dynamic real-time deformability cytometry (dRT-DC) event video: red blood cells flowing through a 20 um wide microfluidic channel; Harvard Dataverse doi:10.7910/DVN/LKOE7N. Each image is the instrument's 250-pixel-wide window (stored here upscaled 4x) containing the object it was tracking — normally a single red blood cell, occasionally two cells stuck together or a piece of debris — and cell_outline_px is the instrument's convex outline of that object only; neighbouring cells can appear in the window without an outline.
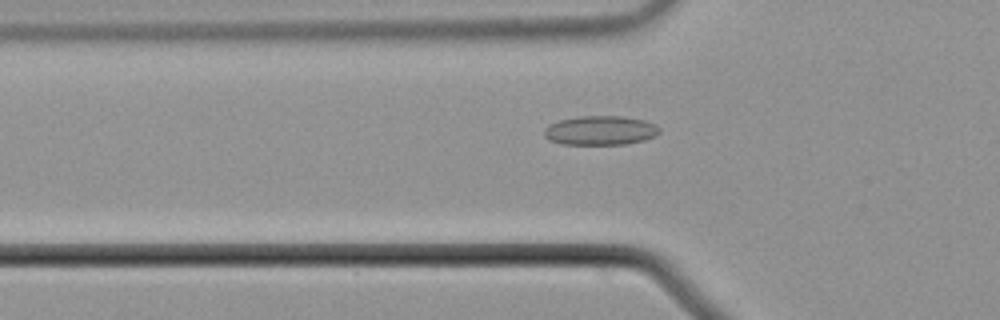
{"species": "common noctule bat (a hibernating species)", "species_latin": "Nyctalus noctula", "temperature_condition": "cold", "stored_images_in_passage": 40, "camera_frame_rate_fps": 3000, "um_per_image_px": 0.085, "animal": {"sex": "male", "body_mass_g": 21.5, "forearm_length_mm": 52.0}, "frame": {"image": 1, "passage_image": 4, "time_ms": 1.0, "image_size_px": [1000, 320], "cell_outline_px": [[660, 132], [656, 136], [644, 140], [628, 144], [560, 144], [548, 140], [544, 136], [544, 128], [548, 124], [560, 120], [580, 116], [624, 116], [644, 120], [656, 124], [660, 128]], "centroid_in_image_um": [51.03, 11.09], "position_along_channel_um": 74.8, "area_um2": 19.88}}
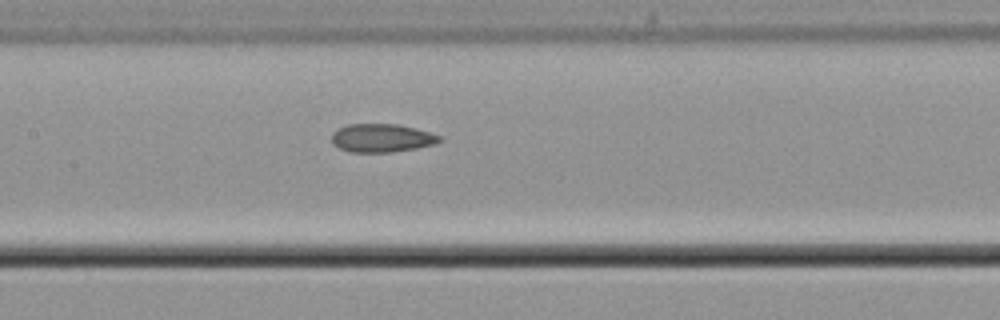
{"frame": {"image": 2, "passage_image": 12, "time_ms": 3.667, "image_size_px": [1000, 320], "cell_outline_px": [[440, 140], [436, 144], [416, 148], [388, 152], [348, 152], [332, 144], [332, 132], [348, 124], [396, 124], [416, 128], [440, 136]], "centroid_in_image_um": [32.42, 11.73], "position_along_channel_um": 175.0, "area_um2": 17.69}}
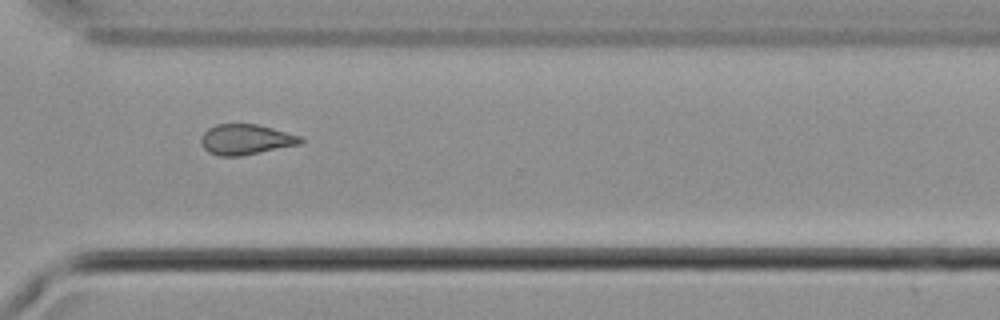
{"frame": {"image": 3, "passage_image": 26, "time_ms": 8.333, "image_size_px": [1000, 320], "cell_outline_px": [[304, 140], [300, 144], [240, 156], [220, 156], [208, 152], [204, 148], [200, 140], [200, 136], [208, 128], [216, 124], [256, 124], [272, 128], [300, 136]], "centroid_in_image_um": [20.86, 11.85], "position_along_channel_um": 349.7, "area_um2": 17.51}, "authors_computed_cell_mechanics": {"area_um2": 17.7157, "velocity_mm_per_s": 3.7452, "shape_relaxation_time_tau1_ms": null, "shape_relaxation_time_tau2_ms": 4.0774, "deformation_change_tau1": null, "deformation_change_tau2": 0.1223}}